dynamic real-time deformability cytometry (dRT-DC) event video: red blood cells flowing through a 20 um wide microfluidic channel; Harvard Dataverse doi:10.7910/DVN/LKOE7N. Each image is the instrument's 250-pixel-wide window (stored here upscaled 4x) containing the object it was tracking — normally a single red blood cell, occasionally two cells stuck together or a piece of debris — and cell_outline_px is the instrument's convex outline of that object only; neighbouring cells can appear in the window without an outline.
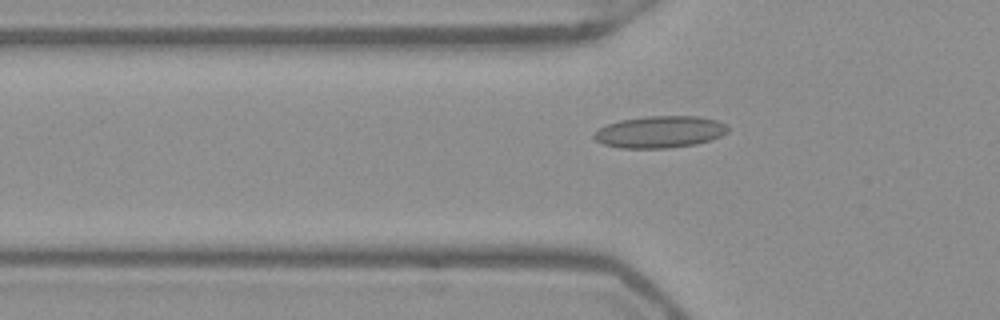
{"species": "Egyptian fruit bat (a non-hibernating species)", "species_latin": "Rousettus aegyptiacus", "temperature_condition": "warm", "stored_images_in_passage": 51, "camera_frame_rate_fps": 3000, "um_per_image_px": 0.085, "frame": {"image": 1, "passage_image": 18, "time_ms": 5.667, "image_size_px": [1000, 320], "cell_outline_px": [[728, 132], [720, 136], [696, 144], [668, 148], [620, 148], [604, 144], [596, 140], [592, 136], [592, 132], [608, 124], [620, 120], [648, 116], [700, 116], [716, 120], [724, 124], [728, 128]], "centroid_in_image_um": [56.06, 11.21], "position_along_channel_um": 69.7, "area_um2": 24.8}}
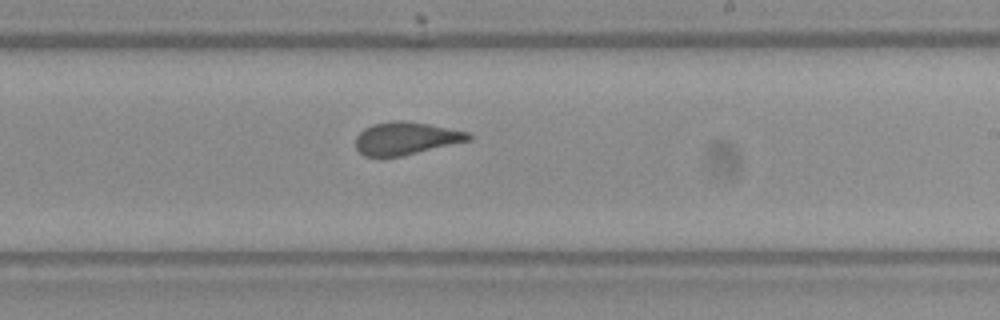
{"frame": {"image": 2, "passage_image": 32, "time_ms": 10.333, "image_size_px": [1000, 320], "cell_outline_px": [[472, 140], [400, 156], [380, 160], [364, 156], [356, 148], [356, 136], [364, 128], [372, 124], [392, 120], [404, 120], [428, 124], [468, 132], [472, 136]], "centroid_in_image_um": [34.44, 11.78], "position_along_channel_um": 254.6, "area_um2": 21.91}}
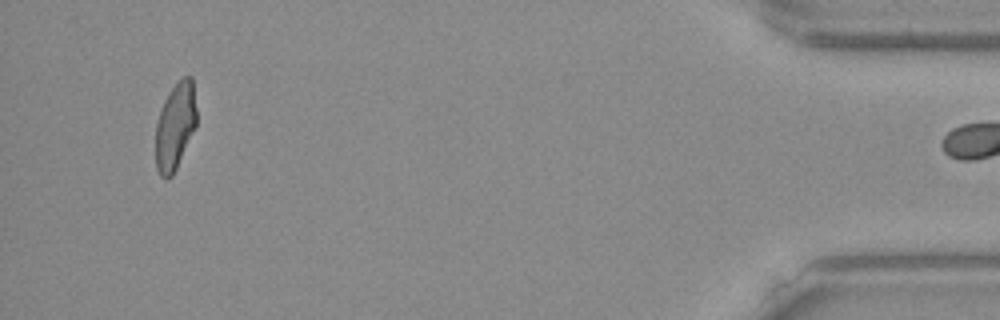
{"frame": {"image": 3, "passage_image": 50, "time_ms": 16.333, "image_size_px": [1000, 320], "cell_outline_px": [[196, 128], [172, 176], [168, 180], [164, 180], [160, 176], [156, 168], [156, 124], [164, 100], [168, 92], [184, 76], [192, 76], [196, 108]], "centroid_in_image_um": [14.89, 10.76], "position_along_channel_um": 420.3, "area_um2": 20.81}}